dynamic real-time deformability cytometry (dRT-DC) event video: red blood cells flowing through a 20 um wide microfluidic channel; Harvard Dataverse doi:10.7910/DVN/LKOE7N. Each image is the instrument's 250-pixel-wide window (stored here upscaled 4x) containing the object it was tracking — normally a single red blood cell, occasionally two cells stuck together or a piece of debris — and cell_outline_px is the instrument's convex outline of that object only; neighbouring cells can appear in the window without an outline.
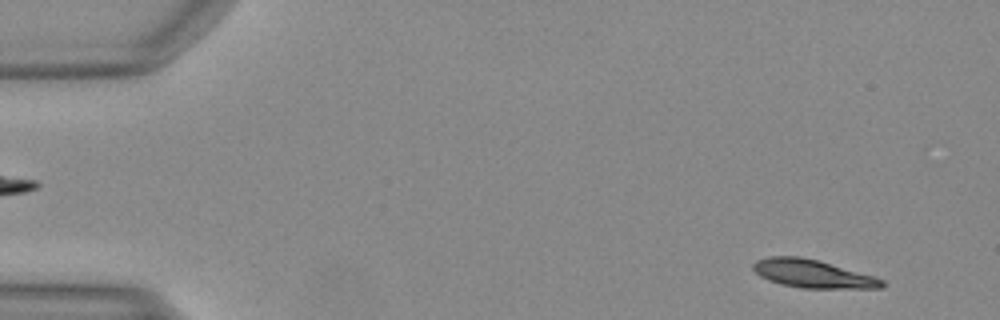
{"species": "Egyptian fruit bat (a non-hibernating species)", "species_latin": "Rousettus aegyptiacus", "temperature_condition": "warm", "stored_images_in_passage": 50, "camera_frame_rate_fps": 3000, "um_per_image_px": 0.085, "animal": {"sex": "female"}, "frame": {"image": 1, "passage_image": 3, "time_ms": 0.667, "image_size_px": [1000, 320], "cell_outline_px": [[884, 288], [804, 288], [780, 284], [768, 280], [760, 276], [752, 268], [752, 264], [756, 260], [772, 256], [800, 256], [816, 260], [872, 276], [884, 280]], "centroid_in_image_um": [69.03, 23.27], "position_along_channel_um": 16.0, "area_um2": 20.75}}
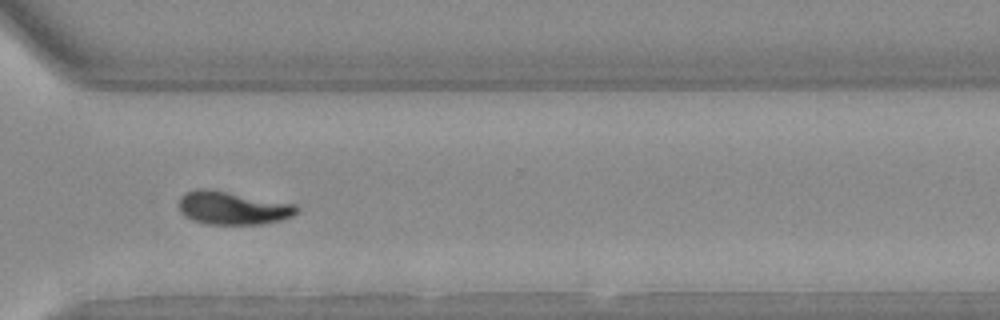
{"frame": {"image": 2, "passage_image": 36, "time_ms": 11.667, "image_size_px": [1000, 320], "cell_outline_px": [[300, 212], [292, 216], [280, 220], [264, 224], [208, 224], [192, 220], [184, 216], [180, 212], [180, 196], [184, 192], [196, 188], [204, 188], [296, 204], [300, 208]], "centroid_in_image_um": [19.78, 17.68], "position_along_channel_um": 350.8, "area_um2": 22.83}}
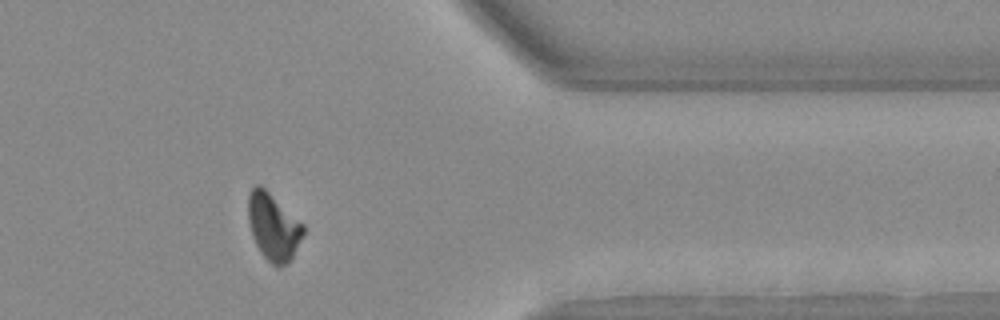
{"frame": {"image": 3, "passage_image": 40, "time_ms": 13.0, "image_size_px": [1000, 320], "cell_outline_px": [[304, 232], [288, 264], [276, 268], [260, 252], [252, 236], [248, 220], [248, 192], [256, 184], [260, 184], [304, 224]], "centroid_in_image_um": [23.21, 19.27], "position_along_channel_um": 388.2, "area_um2": 21.44}}